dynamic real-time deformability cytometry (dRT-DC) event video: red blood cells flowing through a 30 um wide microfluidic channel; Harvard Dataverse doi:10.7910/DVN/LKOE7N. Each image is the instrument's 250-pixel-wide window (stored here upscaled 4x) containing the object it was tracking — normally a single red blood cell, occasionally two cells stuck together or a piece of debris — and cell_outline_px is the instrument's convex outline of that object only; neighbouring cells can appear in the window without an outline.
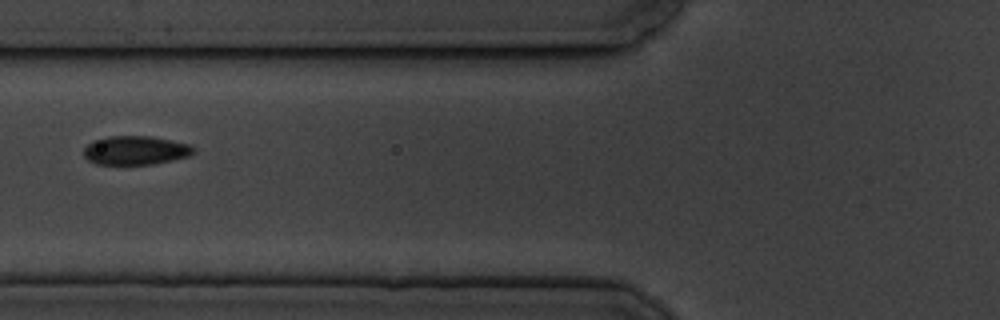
{"species": "common noctule bat (a hibernating species)", "species_latin": "Nyctalus noctula", "temperature_condition": "cold", "stored_images_in_passage": 15, "camera_frame_rate_fps": 3000, "um_per_image_px": 0.085, "animal": {"sex": "male", "body_mass_g": 19.5, "forearm_length_mm": 54.6}, "frame": {"image": 1, "passage_image": 6, "time_ms": 6.333, "image_size_px": [1000, 320], "cell_outline_px": [[196, 152], [188, 156], [172, 160], [152, 164], [96, 164], [88, 160], [84, 156], [84, 148], [92, 140], [108, 136], [152, 136], [188, 144], [196, 148]], "centroid_in_image_um": [11.51, 12.77], "position_along_channel_um": 114.3, "area_um2": 18.5}}
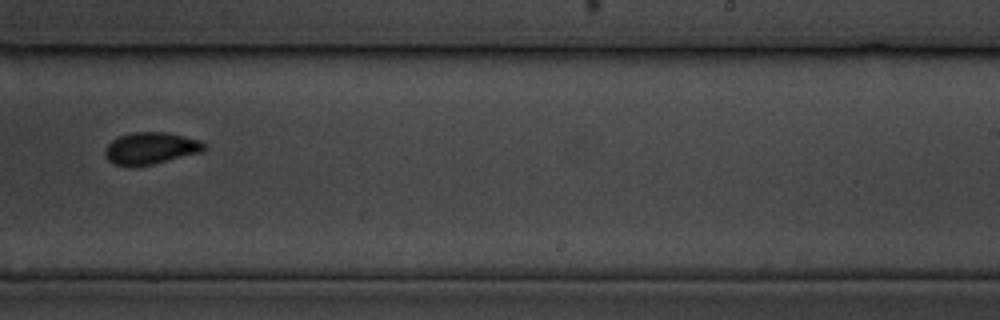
{"frame": {"image": 2, "passage_image": 10, "time_ms": 11.0, "image_size_px": [1000, 320], "cell_outline_px": [[204, 148], [200, 152], [136, 168], [128, 168], [112, 164], [104, 156], [104, 152], [108, 144], [112, 140], [120, 136], [132, 132], [168, 132], [200, 140], [204, 144]], "centroid_in_image_um": [12.73, 12.62], "position_along_channel_um": 276.3, "area_um2": 18.61}}
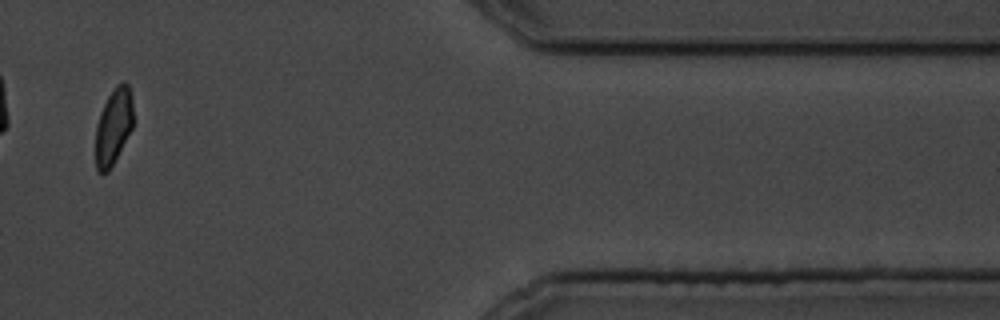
{"frame": {"image": 3, "passage_image": 14, "time_ms": 15.667, "image_size_px": [1000, 320], "cell_outline_px": [[132, 128], [108, 172], [96, 172], [96, 124], [100, 112], [108, 96], [116, 84], [124, 80], [128, 84], [132, 92]], "centroid_in_image_um": [9.64, 10.7], "position_along_channel_um": 401.8, "area_um2": 16.65}, "authors_computed_cell_mechanics": {"area_um2": 18.6116, "velocity_mm_per_s": 3.4665, "shape_relaxation_time_tau1_ms": 2.6509, "shape_relaxation_time_tau2_ms": 0.8077, "deformation_change_tau1": 0.159, "deformation_change_tau2": 0.0622}}